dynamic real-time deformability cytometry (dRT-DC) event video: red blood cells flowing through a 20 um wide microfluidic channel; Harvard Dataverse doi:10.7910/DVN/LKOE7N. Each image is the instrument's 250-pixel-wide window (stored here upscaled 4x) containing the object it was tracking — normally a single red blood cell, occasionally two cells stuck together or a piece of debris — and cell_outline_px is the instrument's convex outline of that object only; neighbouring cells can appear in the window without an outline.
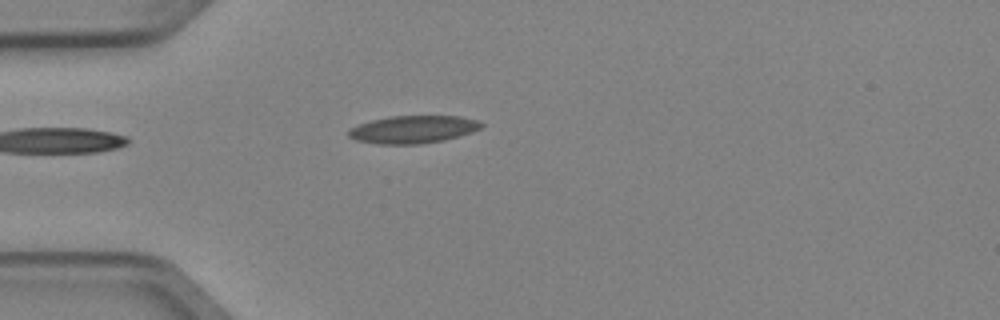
{"species": "Egyptian fruit bat (a non-hibernating species)", "species_latin": "Rousettus aegyptiacus", "temperature_condition": "cold", "stored_images_in_passage": 5, "camera_frame_rate_fps": 3000, "um_per_image_px": 0.085, "animal": {"sex": "female"}, "frame": {"image": 1, "passage_image": 4, "time_ms": 1.0, "image_size_px": [1000, 320], "cell_outline_px": [[484, 124], [480, 128], [472, 132], [444, 140], [420, 144], [376, 144], [356, 140], [348, 136], [348, 128], [372, 120], [388, 116], [460, 116], [480, 120]], "centroid_in_image_um": [35.11, 11.0], "position_along_channel_um": 49.9, "area_um2": 21.5}}